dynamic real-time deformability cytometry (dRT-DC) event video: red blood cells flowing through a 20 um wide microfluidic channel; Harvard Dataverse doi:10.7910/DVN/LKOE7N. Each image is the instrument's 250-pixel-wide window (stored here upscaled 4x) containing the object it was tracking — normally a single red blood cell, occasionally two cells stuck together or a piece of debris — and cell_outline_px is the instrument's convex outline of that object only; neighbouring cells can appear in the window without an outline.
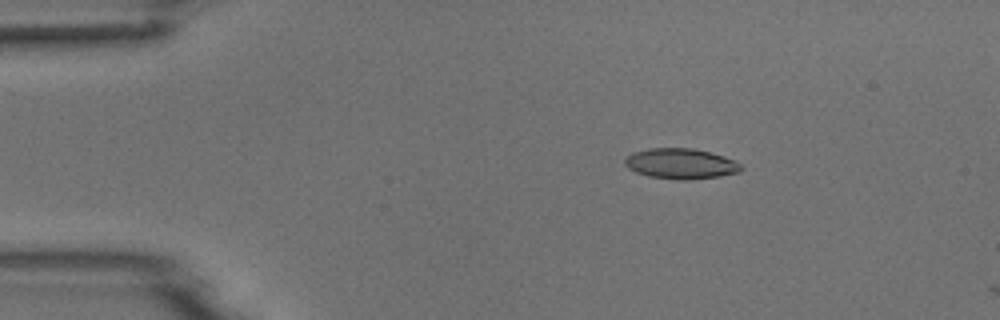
{"species": "common noctule bat (a hibernating species)", "species_latin": "Nyctalus noctula", "temperature_condition": "room temperature", "stored_images_in_passage": 4, "camera_frame_rate_fps": 3000, "um_per_image_px": 0.085, "animal": {"sex": "male", "body_mass_g": 18.8}, "frame": {"image": 1, "passage_image": 3, "time_ms": 2.333, "image_size_px": [1000, 320], "cell_outline_px": [[744, 168], [740, 172], [720, 176], [688, 180], [676, 180], [648, 176], [636, 172], [628, 168], [624, 164], [624, 160], [632, 152], [648, 148], [692, 148], [724, 156], [736, 160]], "centroid_in_image_um": [57.87, 13.92], "position_along_channel_um": 27.1, "area_um2": 20.81}}